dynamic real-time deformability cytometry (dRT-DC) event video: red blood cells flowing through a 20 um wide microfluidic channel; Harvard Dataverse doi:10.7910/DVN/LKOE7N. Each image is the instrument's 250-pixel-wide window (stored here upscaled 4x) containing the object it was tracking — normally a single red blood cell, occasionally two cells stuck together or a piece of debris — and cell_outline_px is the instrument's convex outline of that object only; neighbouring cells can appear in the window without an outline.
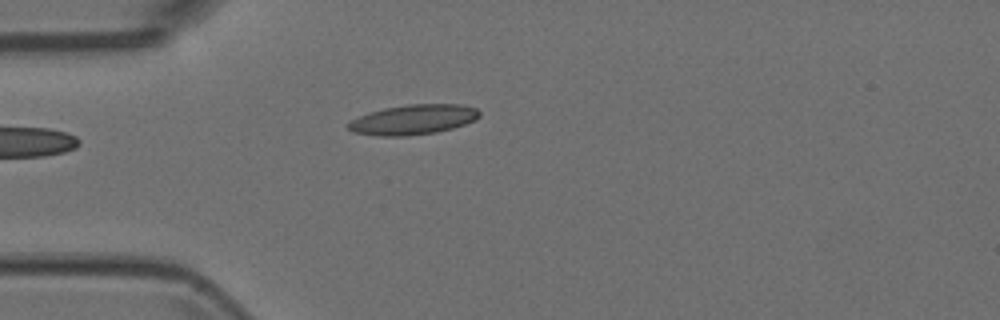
{"species": "Egyptian fruit bat (a non-hibernating species)", "species_latin": "Rousettus aegyptiacus", "temperature_condition": "room temperature", "stored_images_in_passage": 5, "camera_frame_rate_fps": 3000, "um_per_image_px": 0.085, "animal": {"sex": "female"}, "frame": {"image": 1, "passage_image": 4, "time_ms": 1.0, "image_size_px": [1000, 320], "cell_outline_px": [[480, 116], [476, 120], [452, 128], [436, 132], [404, 136], [376, 136], [352, 132], [348, 128], [348, 124], [352, 120], [368, 112], [384, 108], [408, 104], [460, 104], [476, 108], [480, 112]], "centroid_in_image_um": [35.13, 10.16], "position_along_channel_um": 49.9, "area_um2": 22.89}}